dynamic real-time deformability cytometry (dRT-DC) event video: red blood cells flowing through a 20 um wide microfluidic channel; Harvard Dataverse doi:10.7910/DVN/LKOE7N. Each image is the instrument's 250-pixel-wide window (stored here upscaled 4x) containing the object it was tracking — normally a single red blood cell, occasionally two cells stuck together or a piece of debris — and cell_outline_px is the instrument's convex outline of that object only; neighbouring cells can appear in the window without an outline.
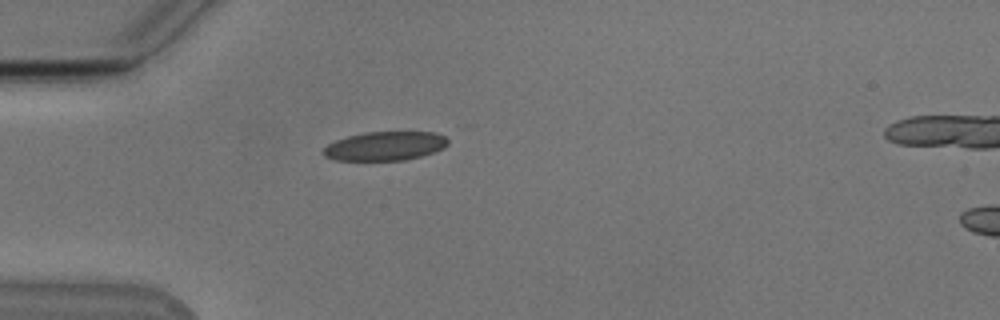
{"species": "Egyptian fruit bat (a non-hibernating species)", "species_latin": "Rousettus aegyptiacus", "temperature_condition": "cold", "stored_images_in_passage": 19, "camera_frame_rate_fps": 3000, "um_per_image_px": 0.085, "animal": {"sex": "male"}, "frame": {"image": 1, "passage_image": 1, "time_ms": 0.0, "image_size_px": [1000, 320], "cell_outline_px": [[448, 144], [444, 148], [420, 156], [404, 160], [336, 160], [324, 156], [320, 152], [328, 144], [336, 140], [348, 136], [364, 132], [436, 132], [444, 136], [448, 140]], "centroid_in_image_um": [32.71, 12.41], "position_along_channel_um": 52.3, "area_um2": 20.98}}
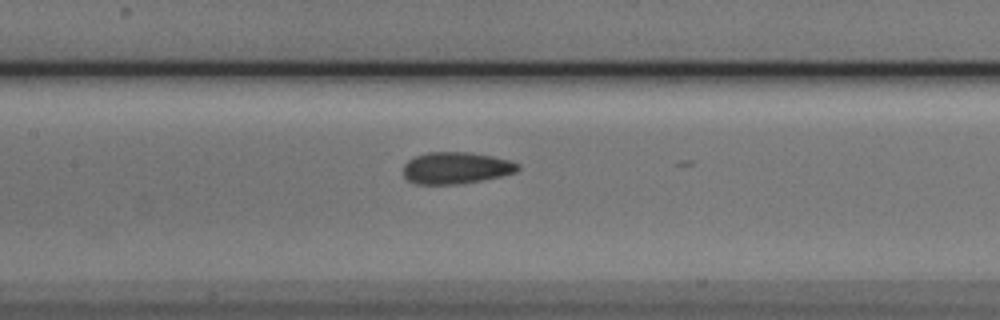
{"frame": {"image": 2, "passage_image": 11, "time_ms": 3.333, "image_size_px": [1000, 320], "cell_outline_px": [[520, 168], [516, 172], [500, 176], [480, 180], [456, 184], [416, 184], [408, 180], [404, 176], [404, 164], [408, 160], [416, 156], [428, 152], [472, 152], [492, 156], [508, 160], [520, 164]], "centroid_in_image_um": [38.76, 14.27], "position_along_channel_um": 168.6, "area_um2": 21.1}}
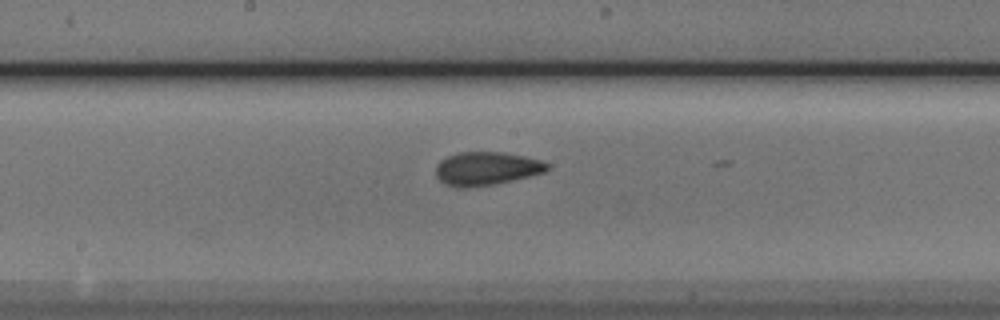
{"frame": {"image": 3, "passage_image": 14, "time_ms": 4.333, "image_size_px": [1000, 320], "cell_outline_px": [[548, 168], [544, 172], [496, 184], [464, 188], [456, 188], [444, 184], [436, 176], [436, 164], [440, 160], [456, 152], [504, 152], [524, 156], [540, 160], [548, 164]], "centroid_in_image_um": [41.29, 14.33], "position_along_channel_um": 206.9, "area_um2": 21.73}}